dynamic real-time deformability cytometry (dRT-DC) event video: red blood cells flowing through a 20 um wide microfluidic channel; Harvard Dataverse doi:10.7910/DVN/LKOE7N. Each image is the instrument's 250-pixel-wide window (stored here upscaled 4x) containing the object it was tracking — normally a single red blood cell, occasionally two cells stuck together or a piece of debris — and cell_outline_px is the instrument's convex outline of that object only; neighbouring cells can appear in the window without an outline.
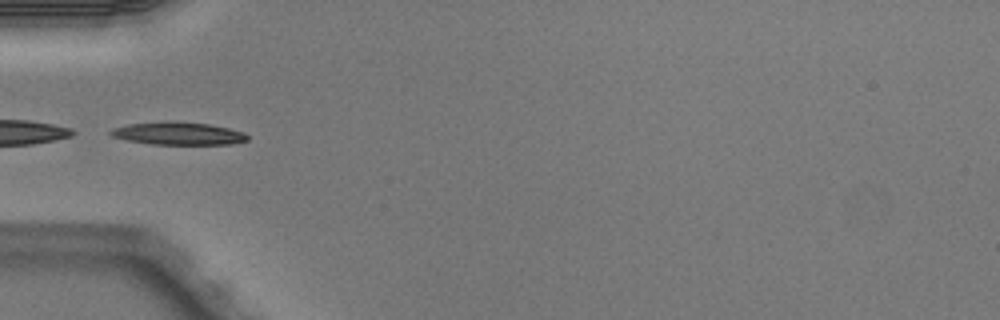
{"species": "Egyptian fruit bat (a non-hibernating species)", "species_latin": "Rousettus aegyptiacus", "temperature_condition": "warm", "stored_images_in_passage": 4, "camera_frame_rate_fps": 3000, "um_per_image_px": 0.085, "animal": {"sex": "male"}, "frame": {"image": 1, "passage_image": 4, "time_ms": 1.0, "image_size_px": [1000, 320], "cell_outline_px": [[248, 140], [232, 144], [152, 144], [128, 140], [112, 136], [108, 132], [112, 128], [128, 124], [164, 120], [208, 124], [228, 128], [244, 132], [248, 136]], "centroid_in_image_um": [15.13, 11.33], "position_along_channel_um": 69.9, "area_um2": 18.15}}